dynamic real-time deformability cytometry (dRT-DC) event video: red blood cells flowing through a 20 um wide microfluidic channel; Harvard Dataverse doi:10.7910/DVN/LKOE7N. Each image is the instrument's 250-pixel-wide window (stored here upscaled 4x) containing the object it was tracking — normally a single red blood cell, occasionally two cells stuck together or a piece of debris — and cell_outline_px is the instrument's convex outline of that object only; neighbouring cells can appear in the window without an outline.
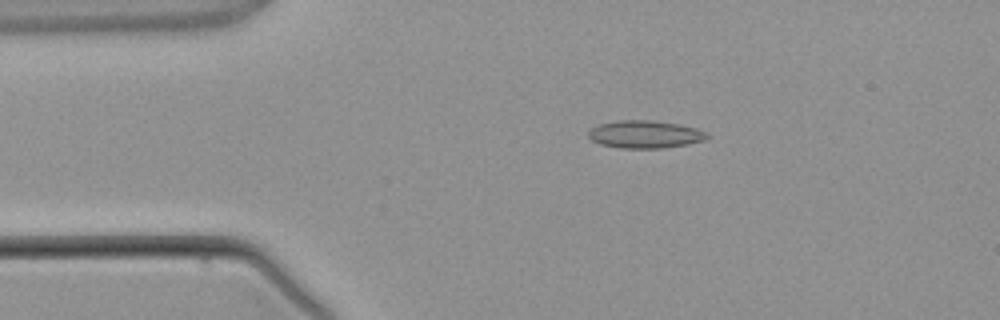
{"species": "common noctule bat (a hibernating species)", "species_latin": "Nyctalus noctula", "temperature_condition": "warm", "stored_images_in_passage": 3, "camera_frame_rate_fps": 3000, "um_per_image_px": 0.085, "animal": {"sex": "male", "body_mass_g": 21.5, "forearm_length_mm": 52.0}, "frame": {"image": 1, "passage_image": 2, "time_ms": 1.333, "image_size_px": [1000, 320], "cell_outline_px": [[708, 136], [704, 140], [688, 144], [664, 148], [620, 148], [600, 144], [592, 140], [588, 136], [588, 132], [592, 128], [600, 124], [616, 120], [652, 120], [680, 124], [696, 128], [708, 132]], "centroid_in_image_um": [54.84, 11.41], "position_along_channel_um": 30.2, "area_um2": 19.19}}